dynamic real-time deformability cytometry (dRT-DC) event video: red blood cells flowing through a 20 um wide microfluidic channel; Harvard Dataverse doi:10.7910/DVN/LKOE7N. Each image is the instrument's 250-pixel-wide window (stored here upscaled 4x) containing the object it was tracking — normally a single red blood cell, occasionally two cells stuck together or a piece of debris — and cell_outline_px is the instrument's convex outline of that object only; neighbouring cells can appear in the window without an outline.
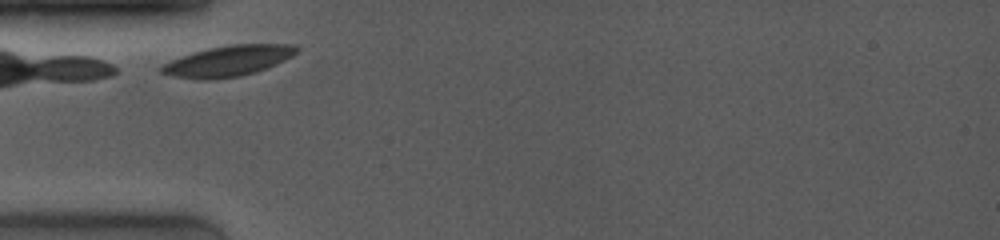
{"species": "common noctule bat (a hibernating species)", "species_latin": "Nyctalus noctula", "temperature_condition": "room temperature", "stored_images_in_passage": 2, "camera_frame_rate_fps": 4000, "um_per_image_px": 0.085, "animal": {"sex": "female", "body_mass_g": 19.0, "forearm_length_mm": 53.3}, "frame": {"image": 1, "passage_image": 1, "time_ms": 0.0, "image_size_px": [1000, 240], "cell_outline_px": [[300, 48], [292, 56], [284, 60], [256, 72], [240, 76], [212, 80], [200, 80], [176, 76], [160, 72], [156, 68], [172, 60], [192, 52], [208, 48], [232, 44], [292, 44]], "centroid_in_image_um": [19.37, 5.18], "position_along_channel_um": 65.6, "area_um2": 24.1}}